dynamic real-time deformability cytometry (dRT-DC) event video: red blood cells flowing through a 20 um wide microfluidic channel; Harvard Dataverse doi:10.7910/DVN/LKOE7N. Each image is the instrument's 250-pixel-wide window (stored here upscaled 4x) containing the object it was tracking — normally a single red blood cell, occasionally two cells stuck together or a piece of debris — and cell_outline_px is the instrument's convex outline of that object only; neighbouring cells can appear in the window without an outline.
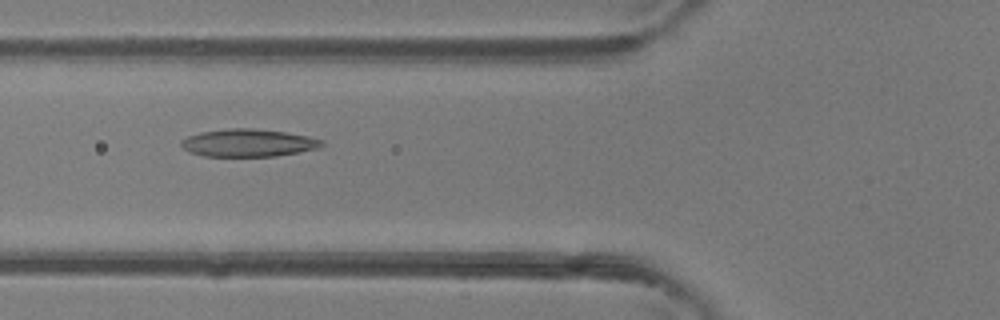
{"species": "common noctule bat (a hibernating species)", "species_latin": "Nyctalus noctula", "temperature_condition": "room temperature", "stored_images_in_passage": 46, "camera_frame_rate_fps": 3000, "um_per_image_px": 0.085, "animal": {"sex": "female"}, "frame": {"image": 1, "passage_image": 18, "time_ms": 5.667, "image_size_px": [1000, 320], "cell_outline_px": [[324, 144], [320, 148], [276, 156], [204, 156], [188, 152], [180, 144], [180, 140], [188, 136], [200, 132], [232, 128], [252, 128], [284, 132], [308, 136], [324, 140]], "centroid_in_image_um": [21.1, 12.14], "position_along_channel_um": 104.7, "area_um2": 22.66}}
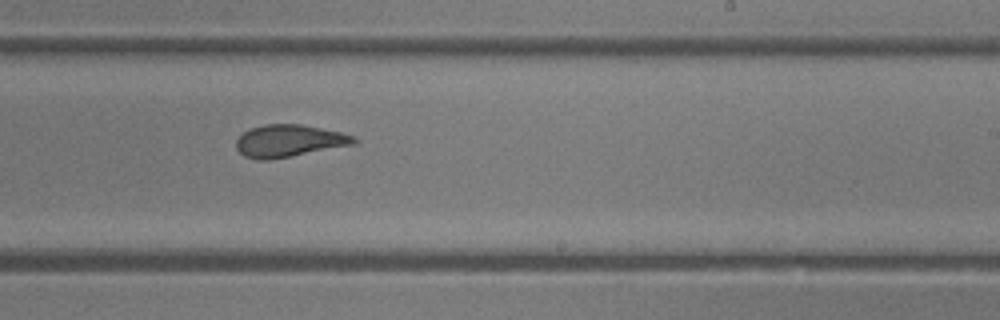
{"frame": {"image": 2, "passage_image": 29, "time_ms": 9.333, "image_size_px": [1000, 320], "cell_outline_px": [[360, 144], [292, 156], [268, 160], [260, 160], [244, 156], [236, 148], [236, 140], [244, 132], [252, 128], [264, 124], [300, 124], [340, 132], [352, 136], [360, 140]], "centroid_in_image_um": [24.62, 11.98], "position_along_channel_um": 264.4, "area_um2": 22.25}}
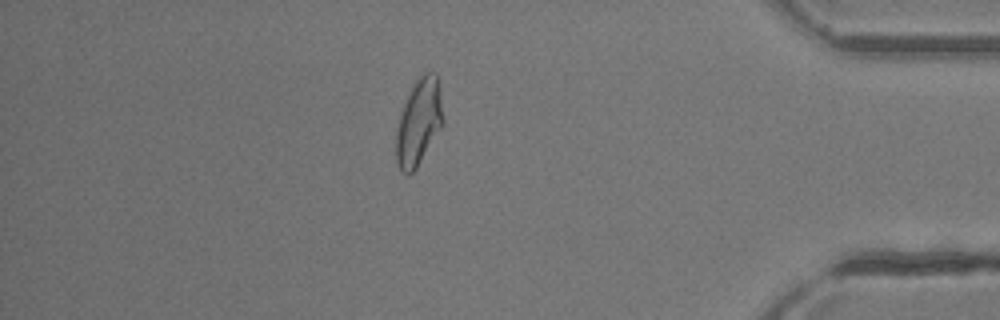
{"frame": {"image": 3, "passage_image": 41, "time_ms": 13.333, "image_size_px": [1000, 320], "cell_outline_px": [[444, 124], [416, 168], [412, 172], [404, 172], [400, 168], [396, 160], [396, 132], [400, 112], [416, 80], [424, 72], [436, 72], [440, 88], [444, 120]], "centroid_in_image_um": [35.62, 10.35], "position_along_channel_um": 399.6, "area_um2": 23.47}}